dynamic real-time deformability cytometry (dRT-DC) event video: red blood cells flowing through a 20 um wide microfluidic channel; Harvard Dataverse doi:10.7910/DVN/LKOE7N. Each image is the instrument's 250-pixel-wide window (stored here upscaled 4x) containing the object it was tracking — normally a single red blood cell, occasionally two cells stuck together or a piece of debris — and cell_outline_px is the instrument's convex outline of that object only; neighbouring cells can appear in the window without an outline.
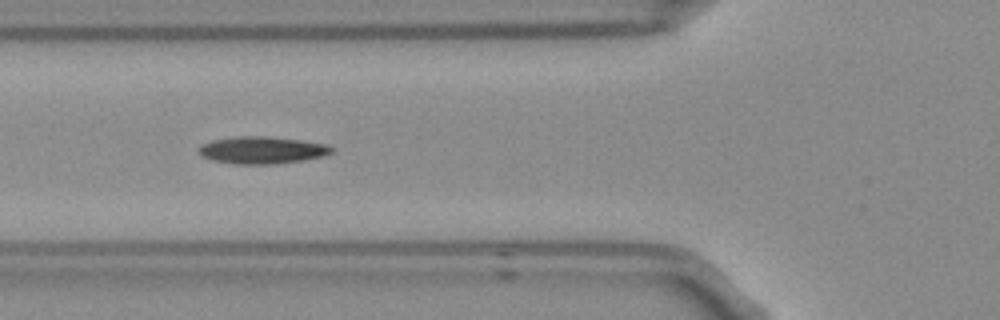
{"species": "Egyptian fruit bat (a non-hibernating species)", "species_latin": "Rousettus aegyptiacus", "temperature_condition": "room temperature", "stored_images_in_passage": 8, "camera_frame_rate_fps": 3000, "um_per_image_px": 0.085, "frame": {"image": 1, "passage_image": 4, "time_ms": 1.0, "image_size_px": [1000, 320], "cell_outline_px": [[336, 148], [332, 152], [324, 156], [304, 160], [276, 164], [232, 164], [212, 160], [200, 156], [196, 152], [200, 144], [212, 140], [236, 136], [268, 136], [300, 140], [324, 144]], "centroid_in_image_um": [22.22, 12.76], "position_along_channel_um": 103.6, "area_um2": 21.39}}
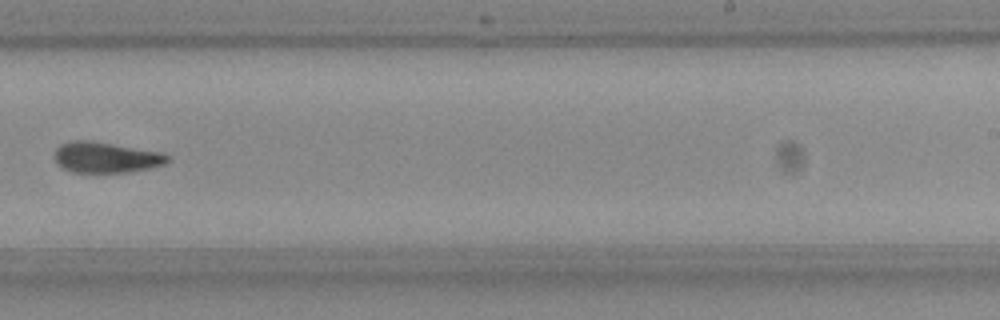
{"frame": {"image": 2, "passage_image": 8, "time_ms": 2.333, "image_size_px": [1000, 320], "cell_outline_px": [[168, 160], [164, 164], [152, 168], [128, 172], [76, 172], [64, 168], [56, 160], [56, 148], [60, 144], [72, 140], [88, 140], [160, 152], [168, 156]], "centroid_in_image_um": [9.01, 13.37], "position_along_channel_um": 280.0, "area_um2": 19.83}}